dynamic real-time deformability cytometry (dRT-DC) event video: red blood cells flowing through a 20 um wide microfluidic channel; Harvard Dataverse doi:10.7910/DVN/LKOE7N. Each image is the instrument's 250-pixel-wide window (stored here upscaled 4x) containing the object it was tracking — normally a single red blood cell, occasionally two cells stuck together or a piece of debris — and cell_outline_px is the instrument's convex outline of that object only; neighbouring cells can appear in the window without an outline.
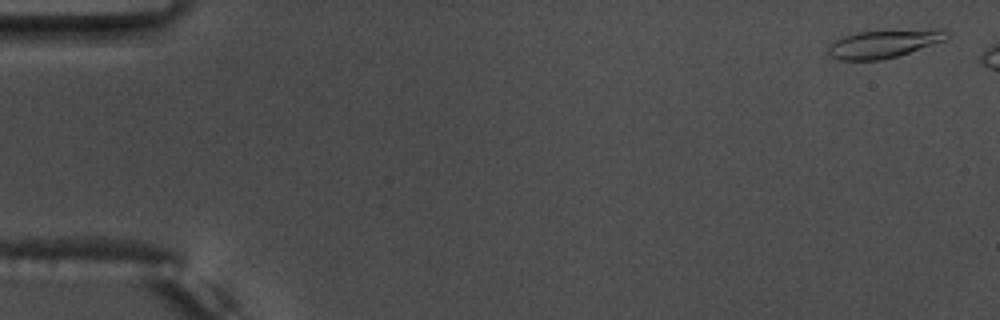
{"species": "common noctule bat (a hibernating species)", "species_latin": "Nyctalus noctula", "temperature_condition": "warm", "stored_images_in_passage": 7, "camera_frame_rate_fps": 3000, "um_per_image_px": 0.085, "animal": {"sex": "male", "body_mass_g": 17.5, "forearm_length_mm": 52.3}, "frame": {"image": 1, "passage_image": 2, "time_ms": 0.333, "image_size_px": [1000, 320], "cell_outline_px": [[948, 36], [944, 40], [896, 56], [880, 60], [840, 60], [832, 56], [828, 52], [828, 44], [844, 36], [856, 32], [936, 28], [944, 28], [948, 32]], "centroid_in_image_um": [75.13, 3.69], "position_along_channel_um": 9.9, "area_um2": 19.31}}